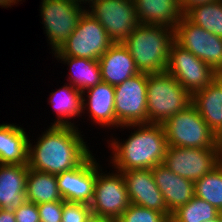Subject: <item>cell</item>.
<instances>
[{"label": "cell", "instance_id": "1", "mask_svg": "<svg viewBox=\"0 0 222 222\" xmlns=\"http://www.w3.org/2000/svg\"><path fill=\"white\" fill-rule=\"evenodd\" d=\"M78 129L50 125L34 146L29 138V168L58 175L78 167L92 153Z\"/></svg>", "mask_w": 222, "mask_h": 222}, {"label": "cell", "instance_id": "2", "mask_svg": "<svg viewBox=\"0 0 222 222\" xmlns=\"http://www.w3.org/2000/svg\"><path fill=\"white\" fill-rule=\"evenodd\" d=\"M132 128L129 138L120 142L117 138L110 140L112 148L111 162L119 172L131 169H152L163 163L167 151V139L162 124H130L120 128Z\"/></svg>", "mask_w": 222, "mask_h": 222}, {"label": "cell", "instance_id": "3", "mask_svg": "<svg viewBox=\"0 0 222 222\" xmlns=\"http://www.w3.org/2000/svg\"><path fill=\"white\" fill-rule=\"evenodd\" d=\"M175 29L163 25L138 24L123 41L140 73L165 72Z\"/></svg>", "mask_w": 222, "mask_h": 222}, {"label": "cell", "instance_id": "4", "mask_svg": "<svg viewBox=\"0 0 222 222\" xmlns=\"http://www.w3.org/2000/svg\"><path fill=\"white\" fill-rule=\"evenodd\" d=\"M192 103V95L166 71L148 74V123L163 124Z\"/></svg>", "mask_w": 222, "mask_h": 222}, {"label": "cell", "instance_id": "5", "mask_svg": "<svg viewBox=\"0 0 222 222\" xmlns=\"http://www.w3.org/2000/svg\"><path fill=\"white\" fill-rule=\"evenodd\" d=\"M162 125L168 146L216 149L214 132L192 103Z\"/></svg>", "mask_w": 222, "mask_h": 222}, {"label": "cell", "instance_id": "6", "mask_svg": "<svg viewBox=\"0 0 222 222\" xmlns=\"http://www.w3.org/2000/svg\"><path fill=\"white\" fill-rule=\"evenodd\" d=\"M113 43L104 27L85 10L76 29L53 54L99 60Z\"/></svg>", "mask_w": 222, "mask_h": 222}, {"label": "cell", "instance_id": "7", "mask_svg": "<svg viewBox=\"0 0 222 222\" xmlns=\"http://www.w3.org/2000/svg\"><path fill=\"white\" fill-rule=\"evenodd\" d=\"M115 171L103 172L96 161V182L89 203L95 217L117 220L131 204L122 173Z\"/></svg>", "mask_w": 222, "mask_h": 222}, {"label": "cell", "instance_id": "8", "mask_svg": "<svg viewBox=\"0 0 222 222\" xmlns=\"http://www.w3.org/2000/svg\"><path fill=\"white\" fill-rule=\"evenodd\" d=\"M85 10L71 0H42L40 16L52 53L73 33Z\"/></svg>", "mask_w": 222, "mask_h": 222}, {"label": "cell", "instance_id": "9", "mask_svg": "<svg viewBox=\"0 0 222 222\" xmlns=\"http://www.w3.org/2000/svg\"><path fill=\"white\" fill-rule=\"evenodd\" d=\"M147 80V73H138L114 86V112L120 126L148 123Z\"/></svg>", "mask_w": 222, "mask_h": 222}, {"label": "cell", "instance_id": "10", "mask_svg": "<svg viewBox=\"0 0 222 222\" xmlns=\"http://www.w3.org/2000/svg\"><path fill=\"white\" fill-rule=\"evenodd\" d=\"M88 8L114 43H123L139 24L133 0H95Z\"/></svg>", "mask_w": 222, "mask_h": 222}, {"label": "cell", "instance_id": "11", "mask_svg": "<svg viewBox=\"0 0 222 222\" xmlns=\"http://www.w3.org/2000/svg\"><path fill=\"white\" fill-rule=\"evenodd\" d=\"M175 42L222 75V38L192 23L185 15L175 27Z\"/></svg>", "mask_w": 222, "mask_h": 222}, {"label": "cell", "instance_id": "12", "mask_svg": "<svg viewBox=\"0 0 222 222\" xmlns=\"http://www.w3.org/2000/svg\"><path fill=\"white\" fill-rule=\"evenodd\" d=\"M166 72L173 76L191 95L205 88L219 76L204 61L176 42L171 45Z\"/></svg>", "mask_w": 222, "mask_h": 222}, {"label": "cell", "instance_id": "13", "mask_svg": "<svg viewBox=\"0 0 222 222\" xmlns=\"http://www.w3.org/2000/svg\"><path fill=\"white\" fill-rule=\"evenodd\" d=\"M217 149L168 146L163 164L173 173L193 182L221 163Z\"/></svg>", "mask_w": 222, "mask_h": 222}, {"label": "cell", "instance_id": "14", "mask_svg": "<svg viewBox=\"0 0 222 222\" xmlns=\"http://www.w3.org/2000/svg\"><path fill=\"white\" fill-rule=\"evenodd\" d=\"M91 153L78 167L56 175L57 185L64 201L91 202L96 182V159Z\"/></svg>", "mask_w": 222, "mask_h": 222}, {"label": "cell", "instance_id": "15", "mask_svg": "<svg viewBox=\"0 0 222 222\" xmlns=\"http://www.w3.org/2000/svg\"><path fill=\"white\" fill-rule=\"evenodd\" d=\"M121 173L131 204L149 208L171 218L172 214L168 211L163 194L154 181L151 169H131Z\"/></svg>", "mask_w": 222, "mask_h": 222}, {"label": "cell", "instance_id": "16", "mask_svg": "<svg viewBox=\"0 0 222 222\" xmlns=\"http://www.w3.org/2000/svg\"><path fill=\"white\" fill-rule=\"evenodd\" d=\"M152 175L163 199L172 214L195 196L194 182L173 173L163 163L152 169Z\"/></svg>", "mask_w": 222, "mask_h": 222}, {"label": "cell", "instance_id": "17", "mask_svg": "<svg viewBox=\"0 0 222 222\" xmlns=\"http://www.w3.org/2000/svg\"><path fill=\"white\" fill-rule=\"evenodd\" d=\"M87 93V94H85ZM86 95V98L84 97ZM88 101V102H87ZM115 89L114 86L106 82H100L98 85L87 89L82 94V113L87 110L93 124H98L103 128L121 127L116 120L114 112ZM87 107V108H86ZM93 120V121H92Z\"/></svg>", "mask_w": 222, "mask_h": 222}, {"label": "cell", "instance_id": "18", "mask_svg": "<svg viewBox=\"0 0 222 222\" xmlns=\"http://www.w3.org/2000/svg\"><path fill=\"white\" fill-rule=\"evenodd\" d=\"M103 82L117 86L138 73L135 61L123 43H113L99 60Z\"/></svg>", "mask_w": 222, "mask_h": 222}, {"label": "cell", "instance_id": "19", "mask_svg": "<svg viewBox=\"0 0 222 222\" xmlns=\"http://www.w3.org/2000/svg\"><path fill=\"white\" fill-rule=\"evenodd\" d=\"M28 165L0 164V209L16 210L26 200Z\"/></svg>", "mask_w": 222, "mask_h": 222}, {"label": "cell", "instance_id": "20", "mask_svg": "<svg viewBox=\"0 0 222 222\" xmlns=\"http://www.w3.org/2000/svg\"><path fill=\"white\" fill-rule=\"evenodd\" d=\"M140 24L163 25L175 29L183 14L180 0H133Z\"/></svg>", "mask_w": 222, "mask_h": 222}, {"label": "cell", "instance_id": "21", "mask_svg": "<svg viewBox=\"0 0 222 222\" xmlns=\"http://www.w3.org/2000/svg\"><path fill=\"white\" fill-rule=\"evenodd\" d=\"M192 104L216 134L222 127V75L192 94Z\"/></svg>", "mask_w": 222, "mask_h": 222}, {"label": "cell", "instance_id": "22", "mask_svg": "<svg viewBox=\"0 0 222 222\" xmlns=\"http://www.w3.org/2000/svg\"><path fill=\"white\" fill-rule=\"evenodd\" d=\"M15 124H0V164L28 165L29 139Z\"/></svg>", "mask_w": 222, "mask_h": 222}, {"label": "cell", "instance_id": "23", "mask_svg": "<svg viewBox=\"0 0 222 222\" xmlns=\"http://www.w3.org/2000/svg\"><path fill=\"white\" fill-rule=\"evenodd\" d=\"M82 94L69 83L50 93L49 102L57 114V119L51 125L75 126L70 121L76 116H82Z\"/></svg>", "mask_w": 222, "mask_h": 222}, {"label": "cell", "instance_id": "24", "mask_svg": "<svg viewBox=\"0 0 222 222\" xmlns=\"http://www.w3.org/2000/svg\"><path fill=\"white\" fill-rule=\"evenodd\" d=\"M55 58L70 67L69 84L82 93L103 81L98 60L71 56H55Z\"/></svg>", "mask_w": 222, "mask_h": 222}, {"label": "cell", "instance_id": "25", "mask_svg": "<svg viewBox=\"0 0 222 222\" xmlns=\"http://www.w3.org/2000/svg\"><path fill=\"white\" fill-rule=\"evenodd\" d=\"M26 200L36 205L63 200L56 175L29 168L26 177Z\"/></svg>", "mask_w": 222, "mask_h": 222}, {"label": "cell", "instance_id": "26", "mask_svg": "<svg viewBox=\"0 0 222 222\" xmlns=\"http://www.w3.org/2000/svg\"><path fill=\"white\" fill-rule=\"evenodd\" d=\"M185 16L195 25L222 38V0L197 5Z\"/></svg>", "mask_w": 222, "mask_h": 222}, {"label": "cell", "instance_id": "27", "mask_svg": "<svg viewBox=\"0 0 222 222\" xmlns=\"http://www.w3.org/2000/svg\"><path fill=\"white\" fill-rule=\"evenodd\" d=\"M195 196L222 211V162L194 182Z\"/></svg>", "mask_w": 222, "mask_h": 222}, {"label": "cell", "instance_id": "28", "mask_svg": "<svg viewBox=\"0 0 222 222\" xmlns=\"http://www.w3.org/2000/svg\"><path fill=\"white\" fill-rule=\"evenodd\" d=\"M218 212L210 203L194 196L187 204L172 213L170 222H205L216 218Z\"/></svg>", "mask_w": 222, "mask_h": 222}, {"label": "cell", "instance_id": "29", "mask_svg": "<svg viewBox=\"0 0 222 222\" xmlns=\"http://www.w3.org/2000/svg\"><path fill=\"white\" fill-rule=\"evenodd\" d=\"M117 222H170V219L163 213L130 204Z\"/></svg>", "mask_w": 222, "mask_h": 222}, {"label": "cell", "instance_id": "30", "mask_svg": "<svg viewBox=\"0 0 222 222\" xmlns=\"http://www.w3.org/2000/svg\"><path fill=\"white\" fill-rule=\"evenodd\" d=\"M88 204L65 201L63 203L61 222H88L92 218Z\"/></svg>", "mask_w": 222, "mask_h": 222}, {"label": "cell", "instance_id": "31", "mask_svg": "<svg viewBox=\"0 0 222 222\" xmlns=\"http://www.w3.org/2000/svg\"><path fill=\"white\" fill-rule=\"evenodd\" d=\"M65 201H52L37 205L41 222H61L63 203Z\"/></svg>", "mask_w": 222, "mask_h": 222}, {"label": "cell", "instance_id": "32", "mask_svg": "<svg viewBox=\"0 0 222 222\" xmlns=\"http://www.w3.org/2000/svg\"><path fill=\"white\" fill-rule=\"evenodd\" d=\"M16 222H41L39 211L35 203L26 201L14 210Z\"/></svg>", "mask_w": 222, "mask_h": 222}, {"label": "cell", "instance_id": "33", "mask_svg": "<svg viewBox=\"0 0 222 222\" xmlns=\"http://www.w3.org/2000/svg\"><path fill=\"white\" fill-rule=\"evenodd\" d=\"M214 0H180V9L183 15H185L190 9L197 5L205 4Z\"/></svg>", "mask_w": 222, "mask_h": 222}, {"label": "cell", "instance_id": "34", "mask_svg": "<svg viewBox=\"0 0 222 222\" xmlns=\"http://www.w3.org/2000/svg\"><path fill=\"white\" fill-rule=\"evenodd\" d=\"M0 222H16L14 211L0 209Z\"/></svg>", "mask_w": 222, "mask_h": 222}, {"label": "cell", "instance_id": "35", "mask_svg": "<svg viewBox=\"0 0 222 222\" xmlns=\"http://www.w3.org/2000/svg\"><path fill=\"white\" fill-rule=\"evenodd\" d=\"M215 146L219 153V157L222 161V127L221 129L215 134Z\"/></svg>", "mask_w": 222, "mask_h": 222}, {"label": "cell", "instance_id": "36", "mask_svg": "<svg viewBox=\"0 0 222 222\" xmlns=\"http://www.w3.org/2000/svg\"><path fill=\"white\" fill-rule=\"evenodd\" d=\"M20 1L22 0H0V6L8 8V7L13 6L14 4L15 5L18 4V2Z\"/></svg>", "mask_w": 222, "mask_h": 222}, {"label": "cell", "instance_id": "37", "mask_svg": "<svg viewBox=\"0 0 222 222\" xmlns=\"http://www.w3.org/2000/svg\"><path fill=\"white\" fill-rule=\"evenodd\" d=\"M88 222H117V220L112 219V218H103V217L92 216V218Z\"/></svg>", "mask_w": 222, "mask_h": 222}, {"label": "cell", "instance_id": "38", "mask_svg": "<svg viewBox=\"0 0 222 222\" xmlns=\"http://www.w3.org/2000/svg\"><path fill=\"white\" fill-rule=\"evenodd\" d=\"M71 1H73L74 3H76V4H78V5H80L81 4V6H83L82 4H86V5H88V4H91L92 2H94L95 0H71ZM82 2V3H81ZM87 2H88V4H87ZM90 2V3H89Z\"/></svg>", "mask_w": 222, "mask_h": 222}, {"label": "cell", "instance_id": "39", "mask_svg": "<svg viewBox=\"0 0 222 222\" xmlns=\"http://www.w3.org/2000/svg\"><path fill=\"white\" fill-rule=\"evenodd\" d=\"M218 222H222V211L218 212Z\"/></svg>", "mask_w": 222, "mask_h": 222}, {"label": "cell", "instance_id": "40", "mask_svg": "<svg viewBox=\"0 0 222 222\" xmlns=\"http://www.w3.org/2000/svg\"><path fill=\"white\" fill-rule=\"evenodd\" d=\"M205 222H218V215H217L216 218L207 220V221H205Z\"/></svg>", "mask_w": 222, "mask_h": 222}]
</instances>
